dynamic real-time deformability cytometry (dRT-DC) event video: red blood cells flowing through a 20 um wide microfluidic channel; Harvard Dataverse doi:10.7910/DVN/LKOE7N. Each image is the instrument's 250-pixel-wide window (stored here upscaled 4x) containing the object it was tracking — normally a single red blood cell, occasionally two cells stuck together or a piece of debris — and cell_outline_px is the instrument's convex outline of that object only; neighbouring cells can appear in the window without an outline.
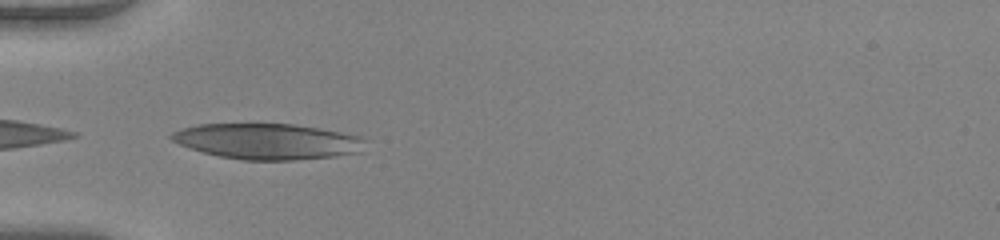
{"species": "human", "species_latin": "Homo sapiens", "temperature_condition": "warm", "stored_images_in_passage": 32, "camera_frame_rate_fps": 3000, "um_per_image_px": 0.085, "donor": {"sex": "female"}, "frame": {"image": 1, "passage_image": 2, "time_ms": 0.333, "image_size_px": [1000, 240], "cell_outline_px": [[368, 140], [360, 152], [336, 156], [292, 160], [244, 160], [220, 156], [204, 152], [180, 144], [172, 140], [168, 136], [172, 132], [184, 128], [200, 124], [296, 124], [340, 132], [360, 136]], "centroid_in_image_um": [22.78, 12.01], "position_along_channel_um": 62.2, "area_um2": 40.17}}
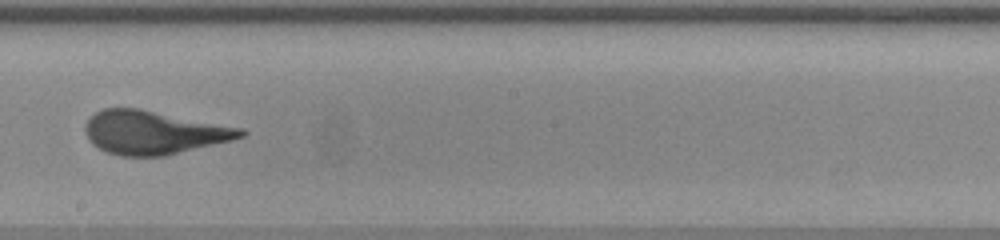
{"frame": {"image": 2, "passage_image": 15, "time_ms": 4.667, "image_size_px": [1000, 240], "cell_outline_px": [[248, 132], [244, 136], [232, 140], [164, 156], [120, 156], [104, 152], [92, 144], [88, 140], [84, 132], [84, 124], [96, 112], [104, 108], [136, 108], [244, 128]], "centroid_in_image_um": [13.03, 11.27], "position_along_channel_um": 235.2, "area_um2": 39.42}}
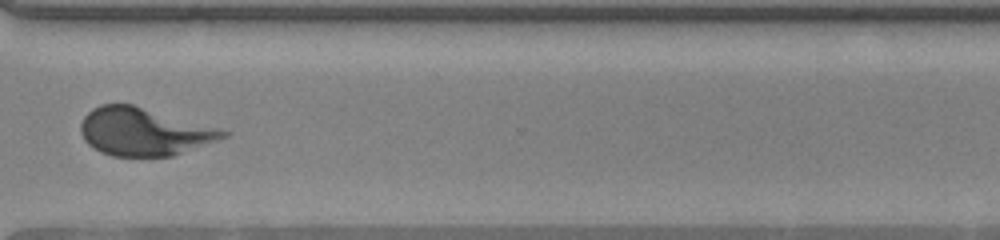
{"frame": {"image": 3, "passage_image": 24, "time_ms": 7.667, "image_size_px": [1000, 240], "cell_outline_px": [[228, 136], [172, 156], [112, 156], [100, 152], [92, 148], [84, 140], [80, 132], [80, 124], [84, 116], [92, 108], [100, 104], [132, 104], [220, 128], [228, 132]], "centroid_in_image_um": [12.19, 11.19], "position_along_channel_um": 358.4, "area_um2": 39.59}}